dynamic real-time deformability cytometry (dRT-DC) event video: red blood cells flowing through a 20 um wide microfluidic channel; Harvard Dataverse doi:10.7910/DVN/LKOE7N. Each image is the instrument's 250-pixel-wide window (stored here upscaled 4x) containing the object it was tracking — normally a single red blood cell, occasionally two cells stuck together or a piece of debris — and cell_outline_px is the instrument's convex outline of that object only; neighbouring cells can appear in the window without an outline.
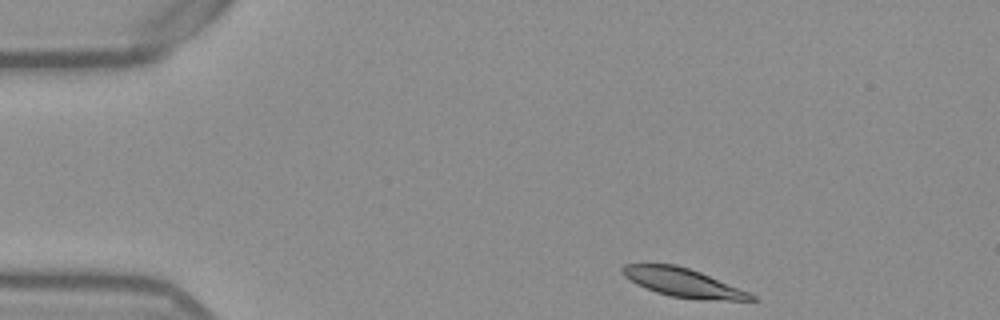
{"species": "Egyptian fruit bat (a non-hibernating species)", "species_latin": "Rousettus aegyptiacus", "temperature_condition": "warm", "stored_images_in_passage": 46, "camera_frame_rate_fps": 3000, "um_per_image_px": 0.085, "frame": {"image": 1, "passage_image": 1, "time_ms": 0.0, "image_size_px": [1000, 320], "cell_outline_px": [[756, 300], [700, 300], [668, 296], [656, 292], [636, 284], [624, 276], [620, 272], [620, 268], [624, 264], [676, 264], [700, 272], [748, 292], [756, 296]], "centroid_in_image_um": [58.01, 24.03], "position_along_channel_um": 27.0, "area_um2": 21.44}}
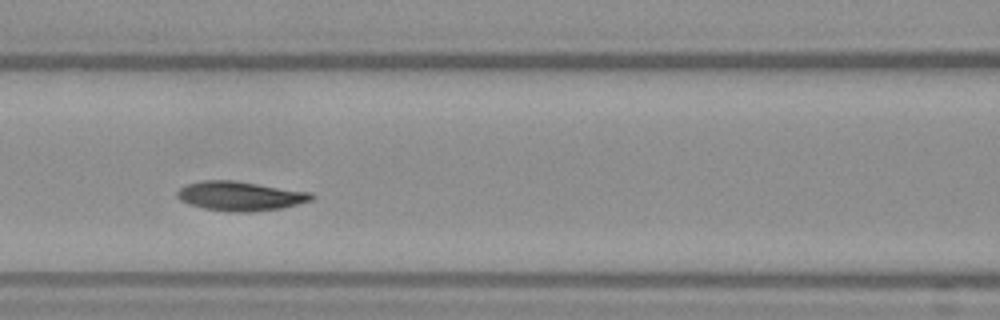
{"frame": {"image": 2, "passage_image": 16, "time_ms": 5.0, "image_size_px": [1000, 320], "cell_outline_px": [[316, 196], [312, 200], [280, 208], [256, 212], [232, 212], [204, 208], [188, 204], [180, 200], [176, 196], [176, 192], [180, 188], [188, 184], [204, 180], [232, 180], [312, 192]], "centroid_in_image_um": [20.42, 16.66], "position_along_channel_um": 146.2, "area_um2": 22.95}}
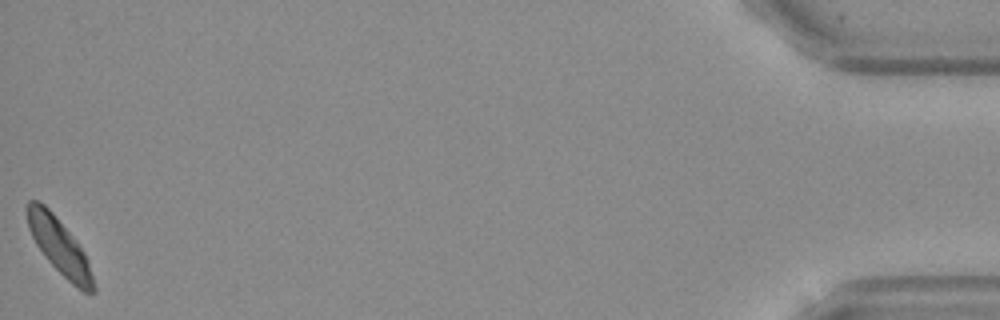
{"frame": {"image": 3, "passage_image": 46, "time_ms": 15.0, "image_size_px": [1000, 320], "cell_outline_px": [[96, 292], [84, 292], [72, 284], [48, 260], [36, 244], [28, 228], [24, 208], [28, 200], [40, 200], [52, 212], [72, 236], [84, 252], [88, 260], [96, 288]], "centroid_in_image_um": [5.01, 20.89], "position_along_channel_um": 430.2, "area_um2": 21.39}, "authors_computed_cell_mechanics": {"area_um2": 22.4264, "velocity_mm_per_s": 3.793, "shape_relaxation_time_tau1_ms": 2.2739, "shape_relaxation_time_tau2_ms": 7.4735, "deformation_change_tau1": 0.1023, "deformation_change_tau2": 0.1003}}